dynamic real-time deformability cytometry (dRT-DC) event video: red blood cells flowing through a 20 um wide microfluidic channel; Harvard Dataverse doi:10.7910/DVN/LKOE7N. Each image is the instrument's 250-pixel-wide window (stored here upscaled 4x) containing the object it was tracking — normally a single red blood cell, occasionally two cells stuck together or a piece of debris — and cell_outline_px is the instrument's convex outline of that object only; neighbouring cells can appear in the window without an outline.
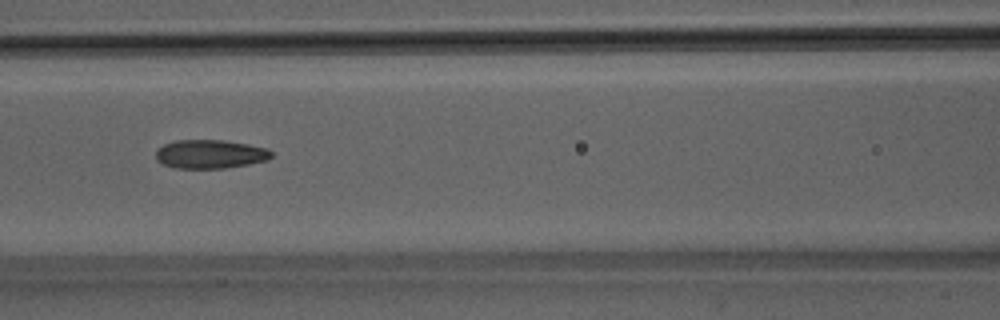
{"species": "Egyptian fruit bat (a non-hibernating species)", "species_latin": "Rousettus aegyptiacus", "temperature_condition": "room temperature", "stored_images_in_passage": 46, "camera_frame_rate_fps": 3000, "um_per_image_px": 0.085, "animal": {"sex": "male"}, "frame": {"image": 1, "passage_image": 18, "time_ms": 5.667, "image_size_px": [1000, 320], "cell_outline_px": [[272, 156], [268, 160], [248, 164], [224, 168], [176, 168], [164, 164], [156, 160], [156, 152], [164, 144], [176, 140], [220, 140], [248, 144], [264, 148], [272, 152]], "centroid_in_image_um": [17.86, 13.1], "position_along_channel_um": 148.7, "area_um2": 19.13}}
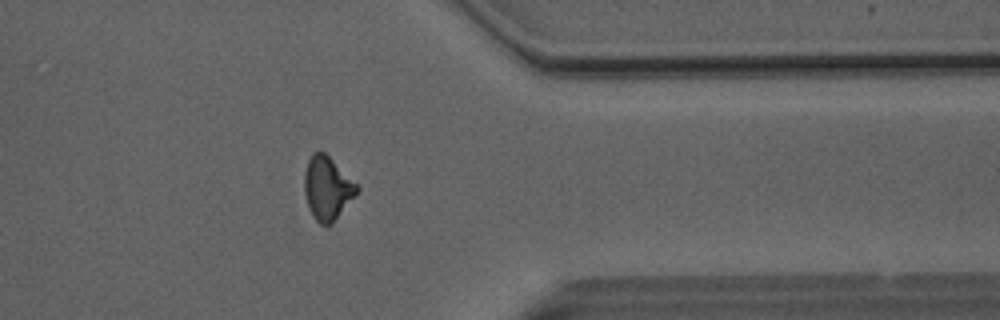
{"frame": {"image": 2, "passage_image": 36, "time_ms": 11.667, "image_size_px": [1000, 320], "cell_outline_px": [[360, 188], [332, 224], [320, 224], [312, 216], [308, 208], [304, 192], [304, 172], [308, 160], [312, 152], [324, 152]], "centroid_in_image_um": [27.77, 16.01], "position_along_channel_um": 383.6, "area_um2": 19.02}}
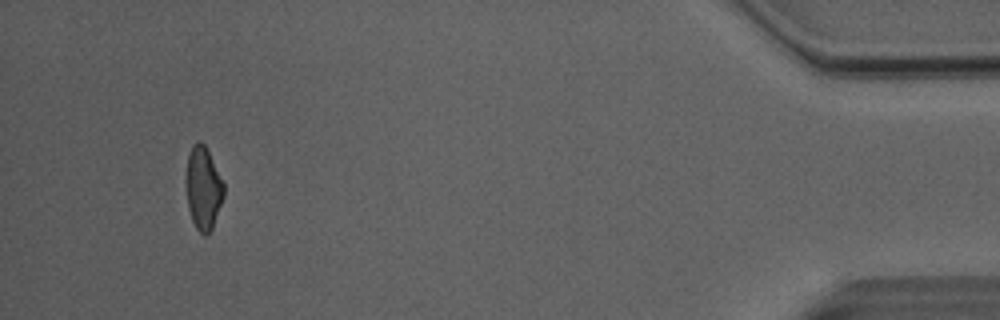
{"frame": {"image": 3, "passage_image": 43, "time_ms": 14.0, "image_size_px": [1000, 320], "cell_outline_px": [[224, 196], [212, 228], [204, 236], [196, 228], [192, 220], [188, 208], [188, 156], [192, 144], [200, 140], [204, 144], [224, 184]], "centroid_in_image_um": [17.3, 16.01], "position_along_channel_um": 417.9, "area_um2": 17.51}, "authors_computed_cell_mechanics": {"area_um2": 19.3341, "velocity_mm_per_s": 4.0996, "shape_relaxation_time_tau1_ms": 6.7144, "shape_relaxation_time_tau2_ms": 2.7603, "deformation_change_tau1": 0.1698, "deformation_change_tau2": 0.0985}}